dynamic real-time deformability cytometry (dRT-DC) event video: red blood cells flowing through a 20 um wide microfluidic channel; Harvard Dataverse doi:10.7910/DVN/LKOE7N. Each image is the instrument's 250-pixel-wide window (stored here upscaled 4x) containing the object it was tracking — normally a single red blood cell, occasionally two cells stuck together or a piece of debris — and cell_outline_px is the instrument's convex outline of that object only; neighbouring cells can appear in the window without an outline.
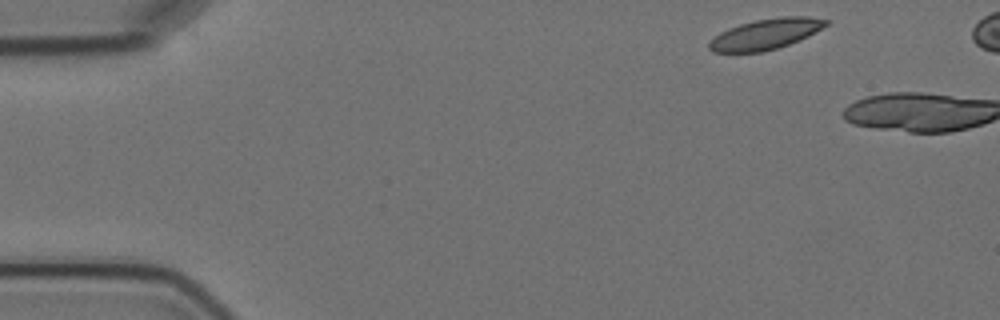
{"species": "Egyptian fruit bat (a non-hibernating species)", "species_latin": "Rousettus aegyptiacus", "temperature_condition": "cold", "stored_images_in_passage": 2, "camera_frame_rate_fps": 3000, "um_per_image_px": 0.085, "animal": {"sex": "female"}, "frame": {"image": 1, "passage_image": 1, "time_ms": 0.0, "image_size_px": [1000, 320], "cell_outline_px": [[828, 24], [808, 36], [800, 40], [776, 48], [760, 52], [712, 52], [708, 48], [708, 44], [720, 32], [728, 28], [740, 24], [756, 20], [780, 16], [808, 16], [828, 20]], "centroid_in_image_um": [65.08, 2.89], "position_along_channel_um": 19.9, "area_um2": 20.63}}